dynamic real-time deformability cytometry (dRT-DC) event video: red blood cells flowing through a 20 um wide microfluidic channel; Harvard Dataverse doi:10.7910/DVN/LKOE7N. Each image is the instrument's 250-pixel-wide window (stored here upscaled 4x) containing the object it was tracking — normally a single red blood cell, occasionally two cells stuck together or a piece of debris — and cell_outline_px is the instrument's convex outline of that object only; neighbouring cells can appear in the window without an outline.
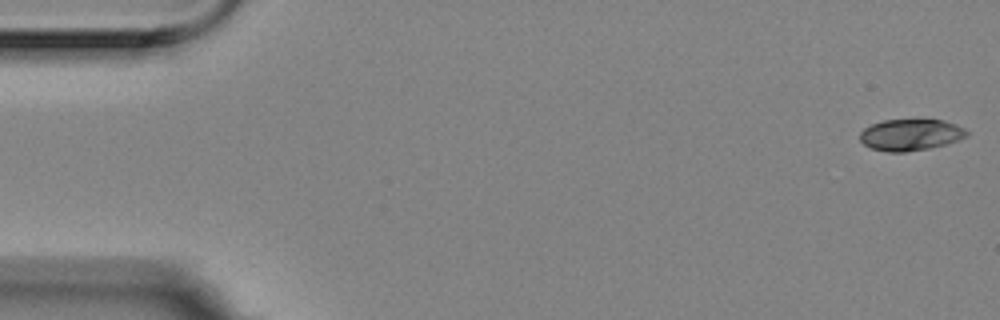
{"species": "Egyptian fruit bat (a non-hibernating species)", "species_latin": "Rousettus aegyptiacus", "temperature_condition": "room temperature", "stored_images_in_passage": 34, "camera_frame_rate_fps": 3000, "um_per_image_px": 0.085, "animal": {"sex": "female"}, "frame": {"image": 1, "passage_image": 1, "time_ms": 0.0, "image_size_px": [1000, 320], "cell_outline_px": [[968, 136], [948, 144], [928, 148], [904, 152], [888, 152], [872, 148], [864, 144], [860, 140], [860, 132], [864, 128], [872, 124], [884, 120], [944, 120], [956, 124], [964, 128], [968, 132]], "centroid_in_image_um": [77.42, 11.46], "position_along_channel_um": 7.6, "area_um2": 19.54}}
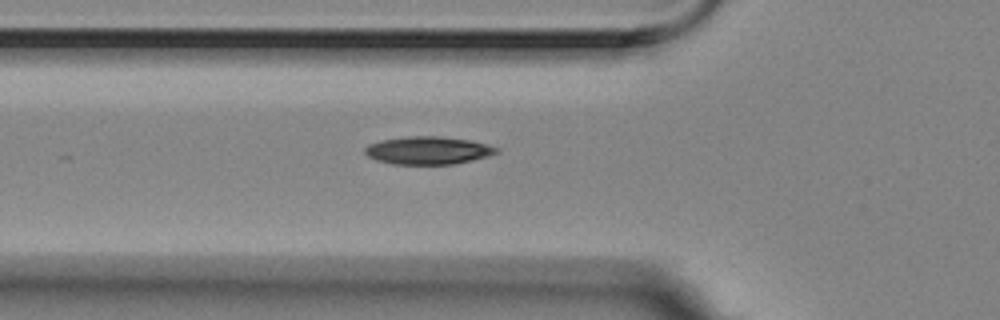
{"frame": {"image": 2, "passage_image": 19, "time_ms": 6.0, "image_size_px": [1000, 320], "cell_outline_px": [[500, 152], [488, 156], [456, 164], [392, 164], [376, 160], [368, 156], [364, 152], [364, 148], [368, 144], [380, 140], [408, 136], [440, 136], [472, 140], [500, 148]], "centroid_in_image_um": [36.4, 12.78], "position_along_channel_um": 89.4, "area_um2": 21.56}}
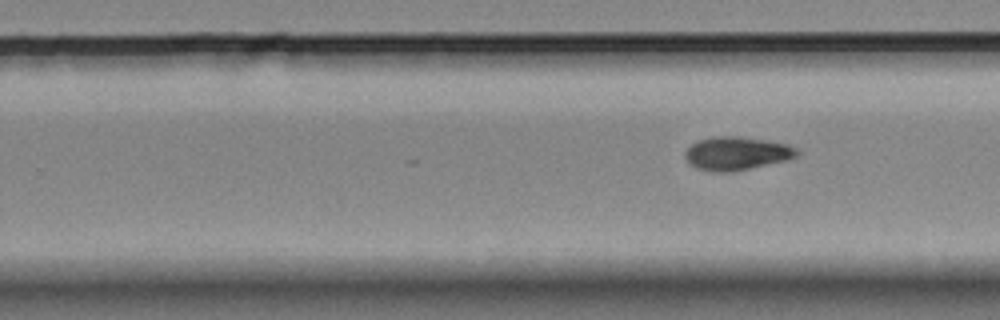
{"frame": {"image": 3, "passage_image": 34, "time_ms": 11.0, "image_size_px": [1000, 320], "cell_outline_px": [[800, 152], [796, 156], [788, 160], [728, 172], [712, 172], [696, 168], [688, 164], [684, 156], [684, 152], [696, 140], [712, 136], [740, 136], [788, 144], [796, 148]], "centroid_in_image_um": [62.57, 13.03], "position_along_channel_um": 267.2, "area_um2": 21.85}}